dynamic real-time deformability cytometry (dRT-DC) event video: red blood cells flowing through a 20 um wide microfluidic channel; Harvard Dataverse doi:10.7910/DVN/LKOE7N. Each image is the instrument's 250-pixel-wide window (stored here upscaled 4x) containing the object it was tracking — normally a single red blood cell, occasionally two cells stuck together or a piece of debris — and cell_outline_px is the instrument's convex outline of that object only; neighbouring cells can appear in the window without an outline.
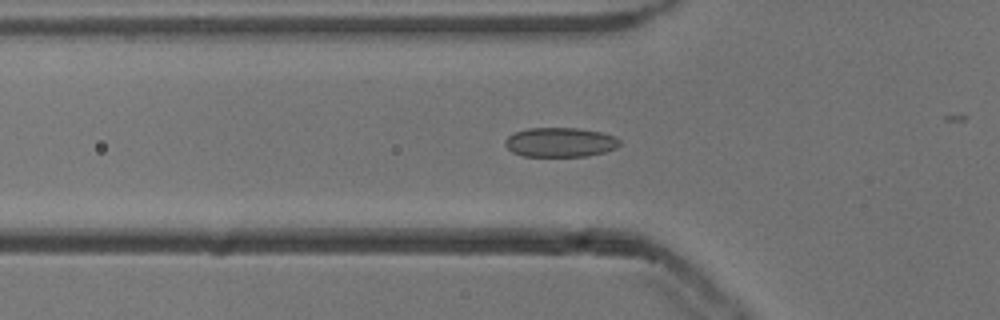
{"species": "common noctule bat (a hibernating species)", "species_latin": "Nyctalus noctula", "temperature_condition": "cold", "stored_images_in_passage": 20, "camera_frame_rate_fps": 3000, "um_per_image_px": 0.085, "animal": {"sex": "male", "body_mass_g": 13.3}, "frame": {"image": 1, "passage_image": 8, "time_ms": 2.333, "image_size_px": [1000, 320], "cell_outline_px": [[620, 144], [616, 148], [604, 152], [584, 156], [524, 156], [512, 152], [504, 144], [504, 140], [508, 136], [516, 132], [528, 128], [580, 128], [600, 132], [616, 136], [620, 140]], "centroid_in_image_um": [47.62, 12.09], "position_along_channel_um": 78.2, "area_um2": 19.65}}
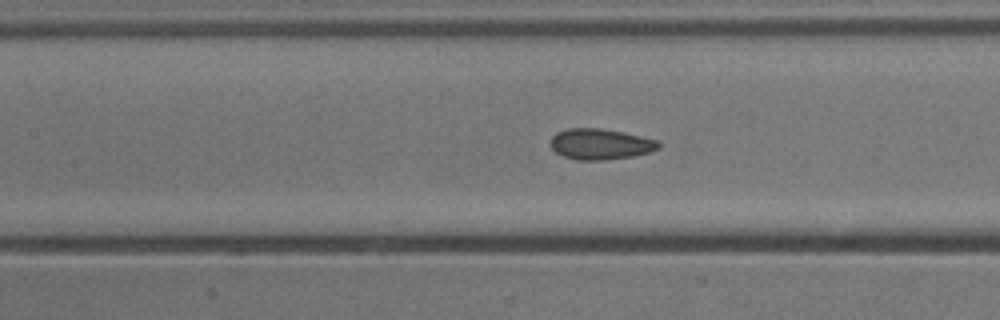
{"frame": {"image": 2, "passage_image": 14, "time_ms": 4.333, "image_size_px": [1000, 320], "cell_outline_px": [[660, 148], [648, 152], [632, 156], [604, 160], [576, 160], [564, 156], [556, 152], [552, 148], [552, 136], [556, 132], [568, 128], [600, 128], [660, 140]], "centroid_in_image_um": [51.04, 12.25], "position_along_channel_um": 156.4, "area_um2": 19.25}}
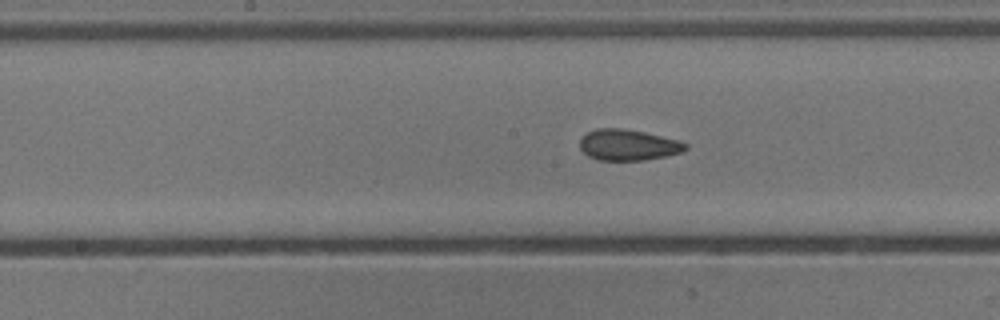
{"frame": {"image": 3, "passage_image": 17, "time_ms": 5.333, "image_size_px": [1000, 320], "cell_outline_px": [[688, 148], [680, 152], [664, 156], [644, 160], [600, 160], [588, 156], [580, 148], [580, 136], [596, 128], [620, 128], [644, 132], [680, 140], [688, 144]], "centroid_in_image_um": [53.38, 12.31], "position_along_channel_um": 194.8, "area_um2": 19.07}}